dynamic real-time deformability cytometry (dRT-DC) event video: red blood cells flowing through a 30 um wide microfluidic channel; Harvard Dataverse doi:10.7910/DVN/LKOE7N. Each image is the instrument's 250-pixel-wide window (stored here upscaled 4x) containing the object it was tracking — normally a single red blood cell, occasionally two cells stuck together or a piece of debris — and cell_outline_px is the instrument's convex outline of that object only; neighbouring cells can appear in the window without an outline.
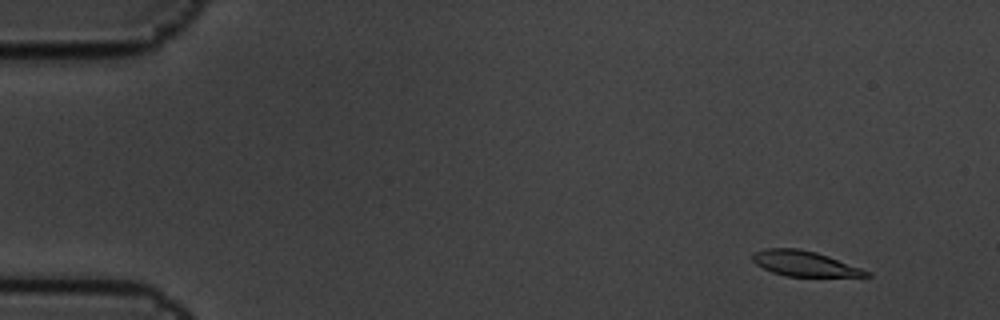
{"species": "common noctule bat (a hibernating species)", "species_latin": "Nyctalus noctula", "temperature_condition": "cold", "stored_images_in_passage": 7, "camera_frame_rate_fps": 3000, "um_per_image_px": 0.085, "animal": {"sex": "male", "body_mass_g": 19.5, "forearm_length_mm": 54.6}, "frame": {"image": 1, "passage_image": 2, "time_ms": 0.333, "image_size_px": [1000, 320], "cell_outline_px": [[872, 276], [788, 276], [772, 272], [756, 264], [752, 260], [752, 252], [768, 248], [796, 248], [816, 252], [828, 256], [872, 272]], "centroid_in_image_um": [68.37, 22.4], "position_along_channel_um": 16.6, "area_um2": 16.59}}
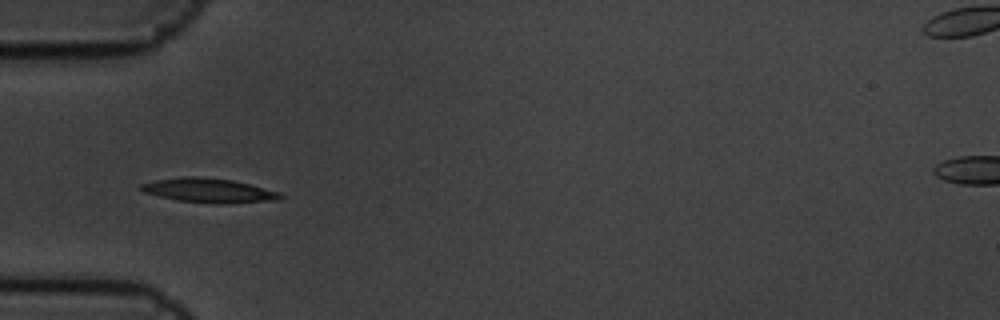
{"frame": {"image": 2, "passage_image": 6, "time_ms": 1.667, "image_size_px": [1000, 320], "cell_outline_px": [[284, 196], [280, 200], [220, 204], [212, 204], [180, 200], [160, 196], [144, 192], [136, 188], [140, 184], [156, 180], [184, 176], [200, 176], [232, 180], [280, 192]], "centroid_in_image_um": [17.75, 16.19], "position_along_channel_um": 67.2, "area_um2": 19.77}}
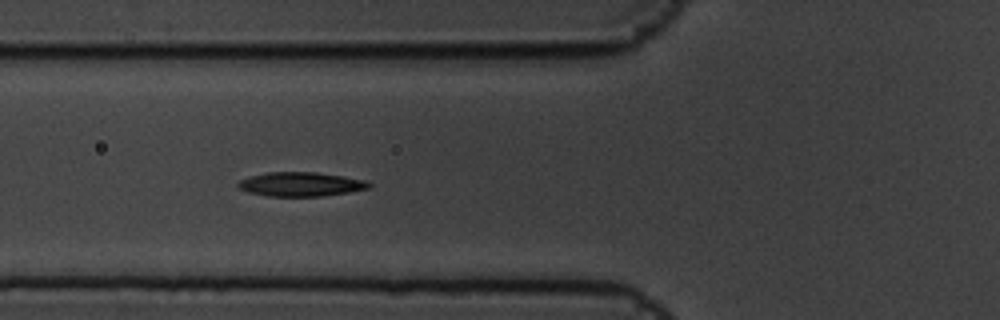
{"frame": {"image": 3, "passage_image": 7, "time_ms": 2.0, "image_size_px": [1000, 320], "cell_outline_px": [[372, 184], [368, 188], [348, 192], [324, 196], [268, 196], [248, 192], [236, 188], [236, 184], [240, 180], [248, 176], [268, 172], [316, 172], [344, 176], [368, 180]], "centroid_in_image_um": [25.54, 15.65], "position_along_channel_um": 100.3, "area_um2": 18.61}}